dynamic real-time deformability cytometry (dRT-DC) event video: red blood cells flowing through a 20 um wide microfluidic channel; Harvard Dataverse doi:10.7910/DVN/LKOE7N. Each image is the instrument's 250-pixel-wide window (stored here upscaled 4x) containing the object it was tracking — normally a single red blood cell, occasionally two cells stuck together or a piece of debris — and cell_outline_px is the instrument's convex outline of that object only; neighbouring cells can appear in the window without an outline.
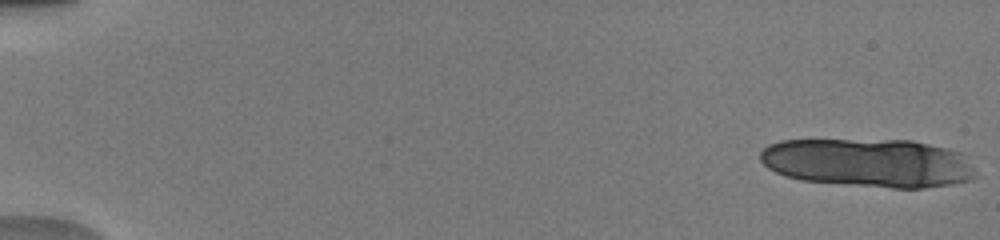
{"species": "human", "species_latin": "Homo sapiens", "temperature_condition": "warm", "stored_images_in_passage": 23, "camera_frame_rate_fps": 3000, "um_per_image_px": 0.085, "donor": {"sex": "male"}, "frame": {"image": 1, "passage_image": 1, "time_ms": 0.0, "image_size_px": [1000, 240], "cell_outline_px": [[976, 176], [972, 180], [952, 184], [924, 188], [892, 188], [800, 180], [784, 176], [768, 168], [760, 160], [760, 152], [768, 144], [780, 140], [912, 140], [948, 148], [960, 152], [972, 168]], "centroid_in_image_um": [73.79, 13.84], "position_along_channel_um": 11.2, "area_um2": 61.09}}